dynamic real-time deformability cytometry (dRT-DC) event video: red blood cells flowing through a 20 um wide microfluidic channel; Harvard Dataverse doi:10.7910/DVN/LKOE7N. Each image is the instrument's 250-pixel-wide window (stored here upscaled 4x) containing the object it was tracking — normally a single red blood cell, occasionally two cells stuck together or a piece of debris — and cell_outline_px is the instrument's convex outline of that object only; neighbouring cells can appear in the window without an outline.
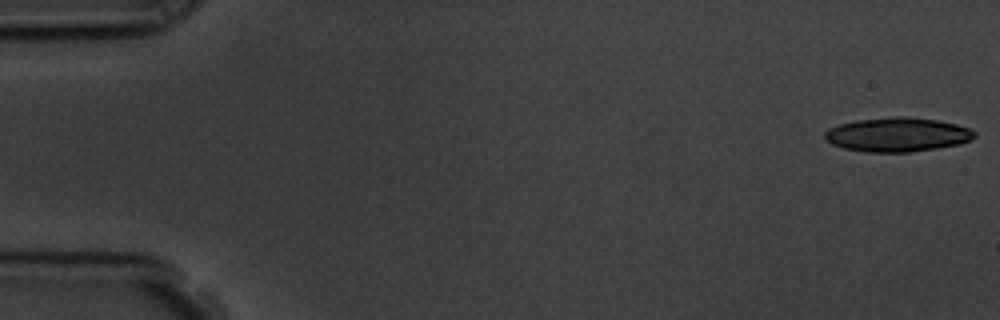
{"species": "common noctule bat (a hibernating species)", "species_latin": "Nyctalus noctula", "temperature_condition": "room temperature", "stored_images_in_passage": 6, "camera_frame_rate_fps": 3000, "um_per_image_px": 0.085, "animal": {"sex": "male", "body_mass_g": 19.5, "forearm_length_mm": 54.6}, "frame": {"image": 1, "passage_image": 1, "time_ms": 0.0, "image_size_px": [1000, 320], "cell_outline_px": [[976, 136], [972, 140], [960, 144], [936, 148], [908, 152], [864, 152], [844, 148], [832, 144], [824, 140], [824, 132], [828, 128], [840, 124], [856, 120], [900, 116], [904, 116], [936, 120], [956, 124], [968, 128], [976, 132]], "centroid_in_image_um": [76.26, 11.45], "position_along_channel_um": 8.7, "area_um2": 29.82}}
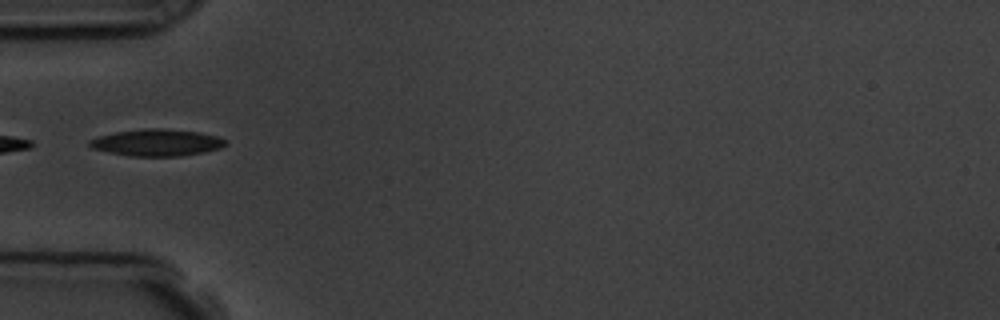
{"frame": {"image": 2, "passage_image": 6, "time_ms": 5.667, "image_size_px": [1000, 320], "cell_outline_px": [[228, 144], [220, 148], [204, 152], [180, 156], [132, 156], [108, 152], [92, 148], [88, 144], [88, 140], [100, 136], [116, 132], [144, 128], [160, 128], [200, 132], [216, 136], [228, 140]], "centroid_in_image_um": [13.36, 12.12], "position_along_channel_um": 71.6, "area_um2": 21.27}}